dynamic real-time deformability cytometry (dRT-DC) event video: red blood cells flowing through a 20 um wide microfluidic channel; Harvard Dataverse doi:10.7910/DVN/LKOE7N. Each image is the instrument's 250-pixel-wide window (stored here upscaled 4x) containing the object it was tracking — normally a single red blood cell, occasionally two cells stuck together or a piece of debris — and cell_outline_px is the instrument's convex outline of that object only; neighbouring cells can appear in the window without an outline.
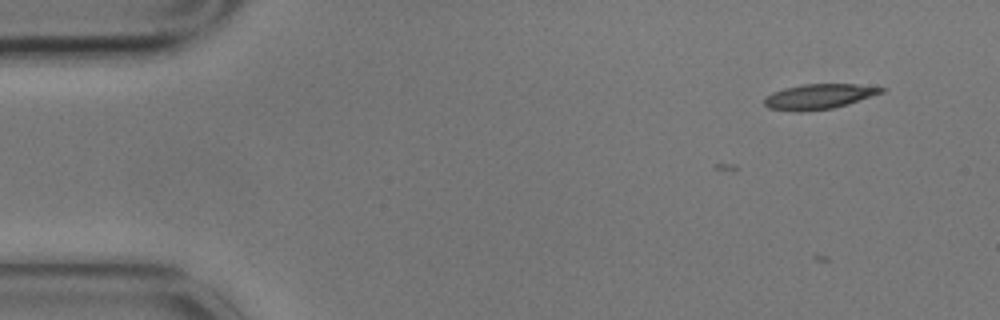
{"species": "common noctule bat (a hibernating species)", "species_latin": "Nyctalus noctula", "temperature_condition": "cold", "stored_images_in_passage": 5, "camera_frame_rate_fps": 3000, "um_per_image_px": 0.085, "animal": {"sex": "male", "body_mass_g": 17.9}, "frame": {"image": 1, "passage_image": 1, "time_ms": 0.0, "image_size_px": [1000, 320], "cell_outline_px": [[888, 88], [884, 92], [848, 104], [832, 108], [800, 112], [796, 112], [768, 108], [764, 104], [764, 100], [772, 92], [784, 88], [804, 84], [856, 84]], "centroid_in_image_um": [69.62, 8.2], "position_along_channel_um": 15.4, "area_um2": 17.11}}
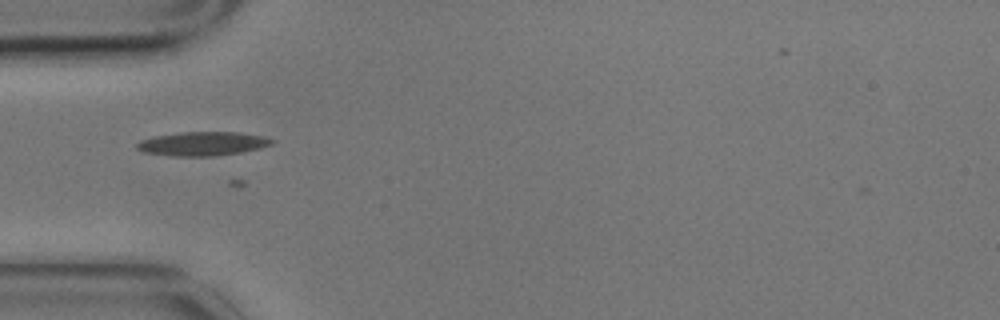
{"frame": {"image": 2, "passage_image": 5, "time_ms": 1.333, "image_size_px": [1000, 320], "cell_outline_px": [[276, 140], [272, 144], [260, 148], [240, 152], [212, 156], [176, 156], [144, 152], [136, 148], [136, 144], [140, 140], [152, 136], [180, 132], [240, 132], [264, 136]], "centroid_in_image_um": [17.22, 12.2], "position_along_channel_um": 67.8, "area_um2": 18.84}}